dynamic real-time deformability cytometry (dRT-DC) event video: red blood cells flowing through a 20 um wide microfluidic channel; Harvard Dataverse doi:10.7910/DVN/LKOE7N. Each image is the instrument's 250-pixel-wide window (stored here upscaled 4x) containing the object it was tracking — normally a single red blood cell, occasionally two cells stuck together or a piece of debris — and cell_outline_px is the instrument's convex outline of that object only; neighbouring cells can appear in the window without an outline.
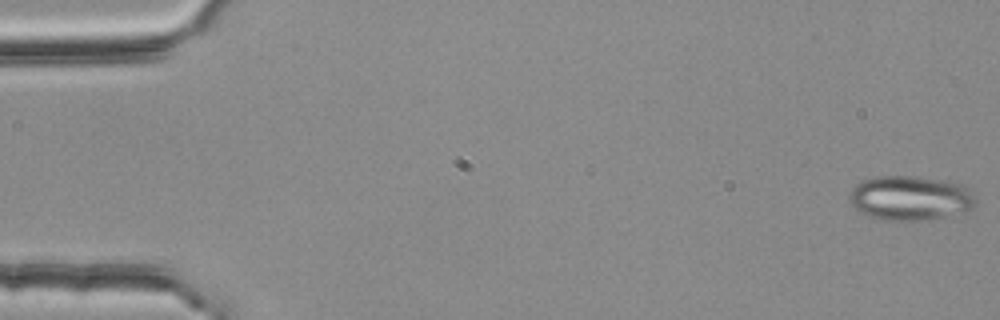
{"species": "common noctule bat (a hibernating species)", "species_latin": "Nyctalus noctula", "temperature_condition": "room temperature", "stored_images_in_passage": 55, "segment_of_instrument_passage": [1, 2], "camera_frame_rate_fps": 3000, "um_per_image_px": 0.085, "animal": {"sex": "female", "body_mass_g": 25.1}, "frame": {"image": 1, "passage_image": 1, "time_ms": 0.0, "image_size_px": [1000, 320], "cell_outline_px": [[976, 204], [972, 208], [924, 220], [884, 220], [868, 216], [856, 208], [848, 200], [848, 196], [852, 188], [856, 184], [864, 180], [876, 176], [916, 176], [940, 180], [960, 184], [976, 196]], "centroid_in_image_um": [77.31, 16.82], "position_along_channel_um": 7.7, "area_um2": 32.25}}